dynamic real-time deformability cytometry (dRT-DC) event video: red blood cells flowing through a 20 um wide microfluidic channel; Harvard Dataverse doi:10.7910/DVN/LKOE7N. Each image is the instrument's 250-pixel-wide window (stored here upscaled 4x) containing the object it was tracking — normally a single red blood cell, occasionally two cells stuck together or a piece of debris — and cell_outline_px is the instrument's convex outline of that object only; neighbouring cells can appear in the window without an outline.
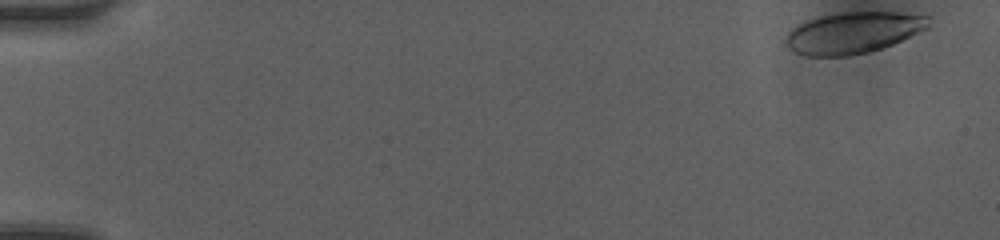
{"species": "human", "species_latin": "Homo sapiens", "temperature_condition": "room temperature", "stored_images_in_passage": 45, "camera_frame_rate_fps": 3000, "um_per_image_px": 0.085, "donor": {"sex": "female"}, "frame": {"image": 1, "passage_image": 1, "time_ms": 0.0, "image_size_px": [1000, 240], "cell_outline_px": [[928, 28], [892, 44], [868, 52], [848, 56], [808, 56], [796, 52], [788, 48], [788, 32], [792, 28], [808, 20], [820, 16], [844, 12], [896, 12], [928, 16]], "centroid_in_image_um": [72.53, 2.78], "position_along_channel_um": 12.5, "area_um2": 33.87}}
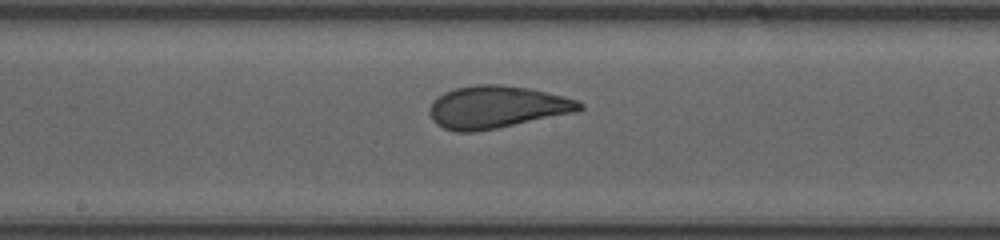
{"frame": {"image": 2, "passage_image": 26, "time_ms": 8.333, "image_size_px": [1000, 240], "cell_outline_px": [[584, 108], [576, 112], [496, 128], [472, 132], [456, 132], [444, 128], [436, 124], [432, 120], [432, 100], [444, 92], [456, 88], [476, 84], [500, 84], [528, 88], [564, 96], [576, 100], [584, 104]], "centroid_in_image_um": [42.24, 9.09], "position_along_channel_um": 206.0, "area_um2": 36.76}}
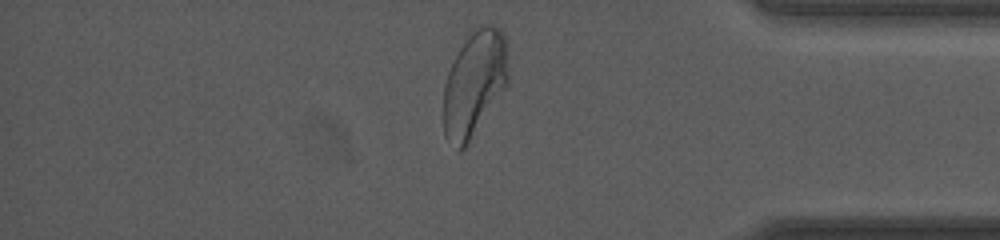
{"frame": {"image": 3, "passage_image": 41, "time_ms": 13.333, "image_size_px": [1000, 240], "cell_outline_px": [[508, 84], [468, 144], [460, 152], [444, 136], [444, 84], [448, 72], [460, 48], [472, 32], [476, 28], [484, 24], [492, 24], [500, 28], [508, 44]], "centroid_in_image_um": [40.35, 7.1], "position_along_channel_um": 394.9, "area_um2": 39.88}, "authors_computed_cell_mechanics": {"area_um2": 36.2984, "velocity_mm_per_s": 4.1926, "shape_relaxation_time_tau1_ms": 4.0101, "shape_relaxation_time_tau2_ms": 0.6602, "deformation_change_tau1": 0.1602, "deformation_change_tau2": 0.0727}}